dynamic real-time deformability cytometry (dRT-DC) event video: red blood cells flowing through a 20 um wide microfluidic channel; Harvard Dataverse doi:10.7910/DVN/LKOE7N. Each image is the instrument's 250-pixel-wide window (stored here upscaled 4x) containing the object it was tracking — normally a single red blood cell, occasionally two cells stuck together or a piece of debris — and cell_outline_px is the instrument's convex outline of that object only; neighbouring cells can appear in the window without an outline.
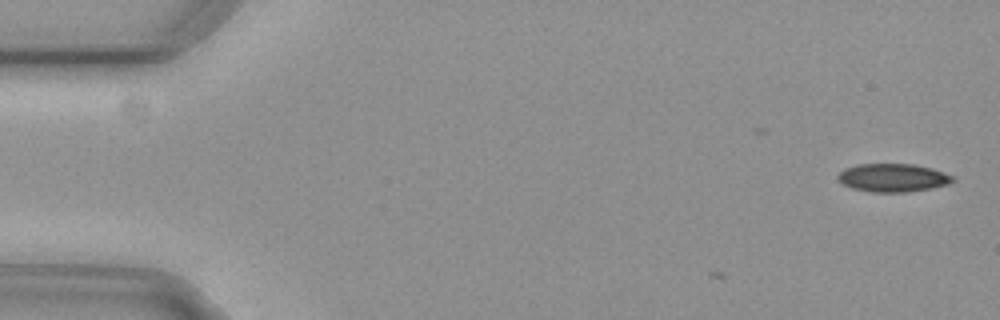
{"species": "common noctule bat (a hibernating species)", "species_latin": "Nyctalus noctula", "temperature_condition": "cold", "stored_images_in_passage": 2, "camera_frame_rate_fps": 3000, "um_per_image_px": 0.085, "animal": {"sex": "female", "body_mass_g": 29.2, "forearm_length_mm": 56.3}, "frame": {"image": 1, "passage_image": 2, "time_ms": 0.333, "image_size_px": [1000, 320], "cell_outline_px": [[956, 180], [948, 184], [908, 192], [872, 192], [852, 188], [844, 184], [836, 176], [844, 168], [856, 164], [916, 164], [932, 168], [956, 176]], "centroid_in_image_um": [75.93, 15.09], "position_along_channel_um": 9.1, "area_um2": 18.96}}